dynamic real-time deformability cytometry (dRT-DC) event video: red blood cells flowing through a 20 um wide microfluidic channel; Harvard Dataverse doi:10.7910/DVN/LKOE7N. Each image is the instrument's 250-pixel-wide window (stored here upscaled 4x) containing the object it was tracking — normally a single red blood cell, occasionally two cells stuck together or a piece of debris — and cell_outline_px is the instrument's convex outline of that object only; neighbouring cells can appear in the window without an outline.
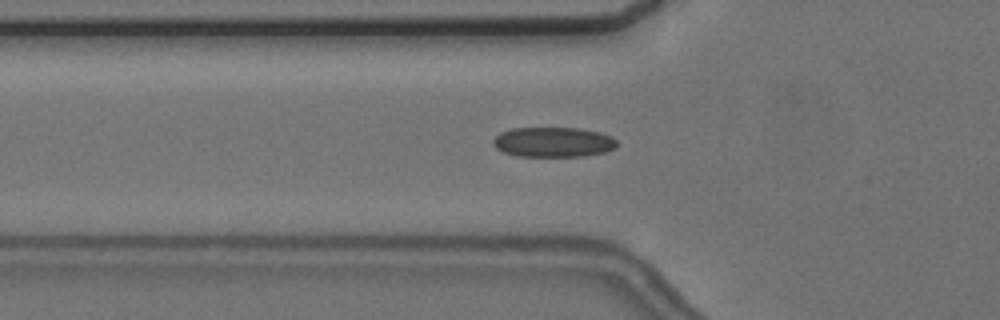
{"species": "common noctule bat (a hibernating species)", "species_latin": "Nyctalus noctula", "temperature_condition": "cold", "stored_images_in_passage": 35, "camera_frame_rate_fps": 3000, "um_per_image_px": 0.085, "animal": {"sex": "female", "body_mass_g": 24.6, "forearm_length_mm": 56.2}, "frame": {"image": 1, "passage_image": 10, "time_ms": 3.0, "image_size_px": [1000, 320], "cell_outline_px": [[616, 148], [604, 152], [584, 156], [516, 156], [504, 152], [496, 148], [492, 144], [492, 140], [500, 132], [512, 128], [580, 128], [600, 132], [612, 136], [616, 140]], "centroid_in_image_um": [47.02, 12.07], "position_along_channel_um": 78.8, "area_um2": 21.73}}